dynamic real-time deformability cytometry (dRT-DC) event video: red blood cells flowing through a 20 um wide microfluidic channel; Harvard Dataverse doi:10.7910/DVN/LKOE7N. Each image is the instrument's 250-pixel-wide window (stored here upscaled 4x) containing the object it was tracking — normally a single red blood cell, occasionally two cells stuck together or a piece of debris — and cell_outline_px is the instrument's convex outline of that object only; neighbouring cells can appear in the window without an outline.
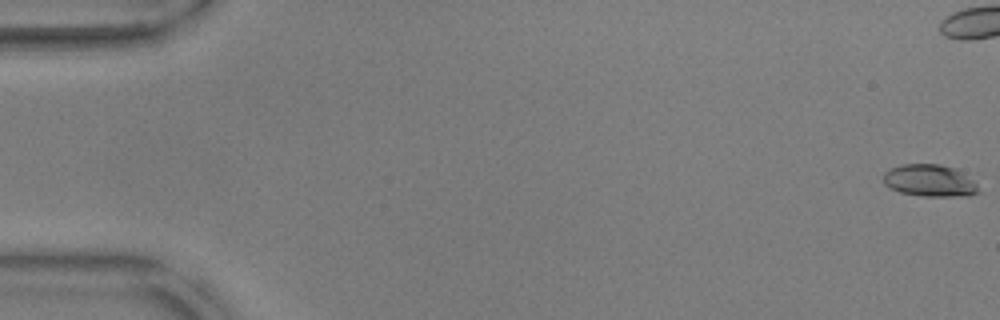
{"species": "common noctule bat (a hibernating species)", "species_latin": "Nyctalus noctula", "temperature_condition": "warm", "stored_images_in_passage": 58, "camera_frame_rate_fps": 3000, "um_per_image_px": 0.085, "animal": {"sex": "male", "body_mass_g": 17.9, "forearm_length_mm": 54.2}, "frame": {"image": 1, "passage_image": 1, "time_ms": 0.0, "image_size_px": [1000, 320], "cell_outline_px": [[976, 192], [904, 192], [892, 188], [884, 180], [884, 176], [892, 168], [908, 164], [932, 164], [948, 168], [972, 188]], "centroid_in_image_um": [78.66, 15.24], "position_along_channel_um": 6.3, "area_um2": 13.87}}